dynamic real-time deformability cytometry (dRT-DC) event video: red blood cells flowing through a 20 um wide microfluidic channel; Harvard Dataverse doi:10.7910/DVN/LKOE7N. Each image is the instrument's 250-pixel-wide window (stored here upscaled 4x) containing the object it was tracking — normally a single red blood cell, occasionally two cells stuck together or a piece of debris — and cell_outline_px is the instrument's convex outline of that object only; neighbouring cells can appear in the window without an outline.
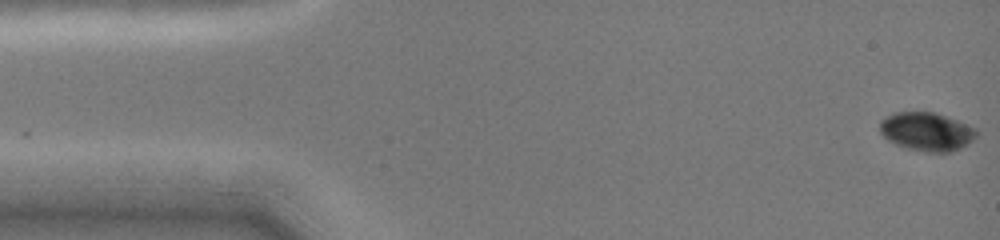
{"species": "common noctule bat (a hibernating species)", "species_latin": "Nyctalus noctula", "temperature_condition": "cold", "stored_images_in_passage": 26, "camera_frame_rate_fps": 3000, "um_per_image_px": 0.085, "animal": {"sex": "female", "body_mass_g": 19.0, "forearm_length_mm": 51.5}, "frame": {"image": 1, "passage_image": 1, "time_ms": 0.0, "image_size_px": [1000, 240], "cell_outline_px": [[976, 136], [968, 144], [952, 152], [924, 152], [908, 148], [896, 144], [888, 140], [880, 132], [880, 120], [896, 112], [936, 112], [976, 128]], "centroid_in_image_um": [78.77, 11.19], "position_along_channel_um": 6.2, "area_um2": 21.56}}
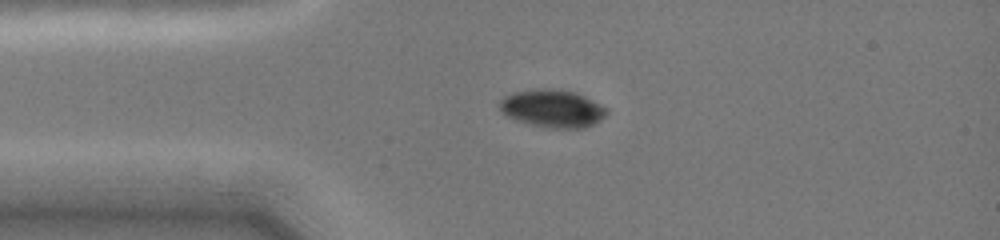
{"frame": {"image": 2, "passage_image": 18, "time_ms": 3.333, "image_size_px": [1000, 240], "cell_outline_px": [[608, 112], [600, 120], [584, 128], [544, 128], [528, 124], [516, 120], [500, 112], [500, 100], [504, 96], [512, 92], [532, 88], [552, 88], [576, 92], [608, 108]], "centroid_in_image_um": [46.93, 9.21], "position_along_channel_um": 38.1, "area_um2": 23.87}}
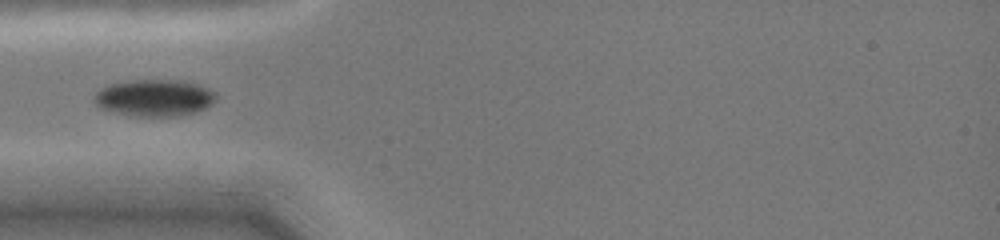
{"frame": {"image": 3, "passage_image": 25, "time_ms": 4.667, "image_size_px": [1000, 240], "cell_outline_px": [[216, 100], [212, 104], [196, 112], [180, 116], [132, 116], [100, 108], [92, 100], [96, 92], [100, 88], [108, 84], [132, 80], [176, 80], [196, 84], [208, 88], [216, 92]], "centroid_in_image_um": [13.11, 8.32], "position_along_channel_um": 71.9, "area_um2": 26.24}}